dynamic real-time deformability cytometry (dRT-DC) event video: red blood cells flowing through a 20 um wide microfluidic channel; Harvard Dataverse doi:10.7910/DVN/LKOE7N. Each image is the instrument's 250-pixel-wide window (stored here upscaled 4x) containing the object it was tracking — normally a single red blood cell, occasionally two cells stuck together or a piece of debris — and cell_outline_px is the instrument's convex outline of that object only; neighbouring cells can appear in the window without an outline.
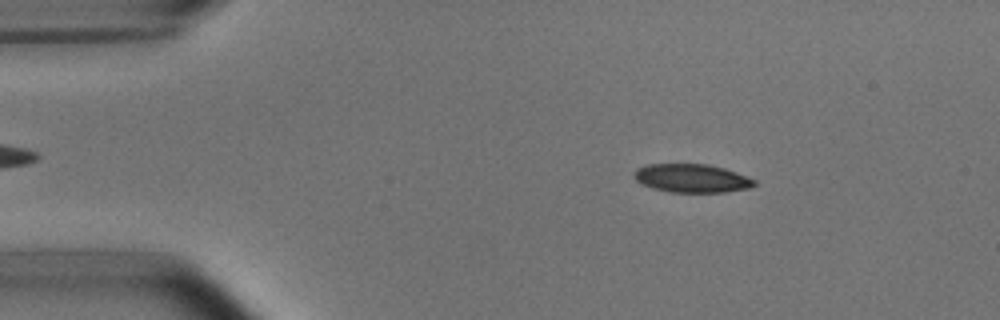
{"species": "common noctule bat (a hibernating species)", "species_latin": "Nyctalus noctula", "temperature_condition": "room temperature", "stored_images_in_passage": 4, "camera_frame_rate_fps": 3000, "um_per_image_px": 0.085, "animal": {"sex": "male", "body_mass_g": 15.6}, "frame": {"image": 1, "passage_image": 2, "time_ms": 1.333, "image_size_px": [1000, 320], "cell_outline_px": [[756, 184], [748, 188], [724, 192], [672, 192], [652, 188], [636, 180], [636, 168], [644, 164], [708, 164], [724, 168], [736, 172], [756, 180]], "centroid_in_image_um": [58.82, 15.14], "position_along_channel_um": 26.2, "area_um2": 19.77}}
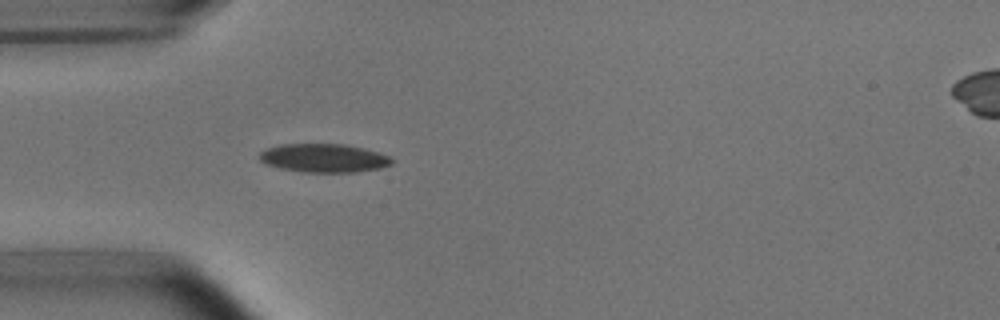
{"frame": {"image": 2, "passage_image": 4, "time_ms": 3.667, "image_size_px": [1000, 320], "cell_outline_px": [[396, 160], [392, 164], [380, 168], [356, 172], [304, 172], [280, 168], [264, 164], [260, 160], [260, 152], [268, 148], [280, 144], [344, 144], [364, 148], [380, 152]], "centroid_in_image_um": [27.56, 13.43], "position_along_channel_um": 57.4, "area_um2": 22.14}}